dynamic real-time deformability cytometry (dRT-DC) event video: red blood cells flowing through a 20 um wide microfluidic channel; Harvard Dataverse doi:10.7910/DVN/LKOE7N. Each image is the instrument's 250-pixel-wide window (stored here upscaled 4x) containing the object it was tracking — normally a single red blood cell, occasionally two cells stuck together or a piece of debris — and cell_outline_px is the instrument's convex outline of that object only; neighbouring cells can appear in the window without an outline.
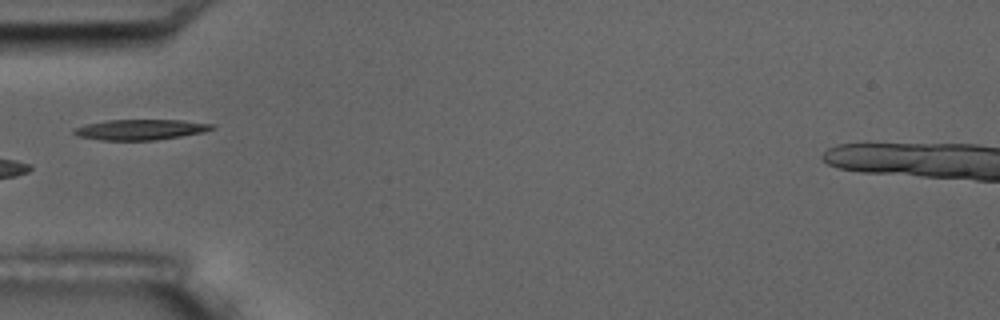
{"species": "common noctule bat (a hibernating species)", "species_latin": "Nyctalus noctula", "temperature_condition": "room temperature", "stored_images_in_passage": 18, "camera_frame_rate_fps": 3000, "um_per_image_px": 0.085, "animal": {"sex": "male", "body_mass_g": 17.5, "forearm_length_mm": 52.3}, "frame": {"image": 1, "passage_image": 6, "time_ms": 6.0, "image_size_px": [1000, 320], "cell_outline_px": [[216, 128], [204, 132], [156, 140], [100, 140], [76, 136], [72, 132], [72, 128], [84, 124], [108, 120], [180, 120], [216, 124]], "centroid_in_image_um": [11.91, 11.01], "position_along_channel_um": 73.1, "area_um2": 16.65}}
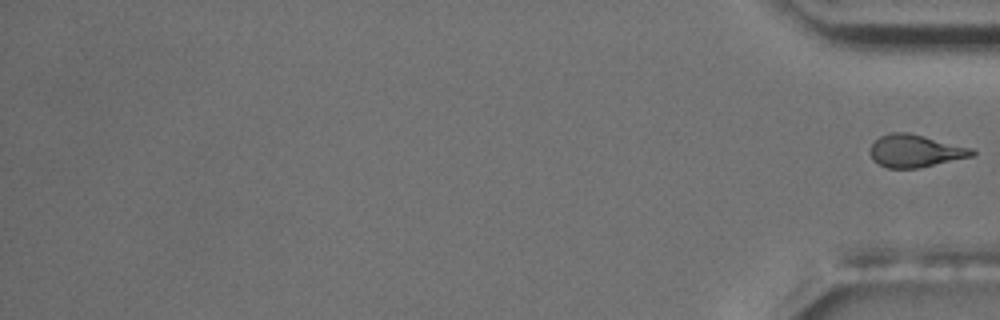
{"frame": {"image": 2, "passage_image": 18, "time_ms": 19.333, "image_size_px": [1000, 320], "cell_outline_px": [[976, 152], [972, 156], [920, 168], [888, 168], [872, 160], [868, 152], [868, 148], [880, 136], [892, 132], [908, 132], [972, 148]], "centroid_in_image_um": [77.76, 12.83], "position_along_channel_um": 357.4, "area_um2": 19.36}}